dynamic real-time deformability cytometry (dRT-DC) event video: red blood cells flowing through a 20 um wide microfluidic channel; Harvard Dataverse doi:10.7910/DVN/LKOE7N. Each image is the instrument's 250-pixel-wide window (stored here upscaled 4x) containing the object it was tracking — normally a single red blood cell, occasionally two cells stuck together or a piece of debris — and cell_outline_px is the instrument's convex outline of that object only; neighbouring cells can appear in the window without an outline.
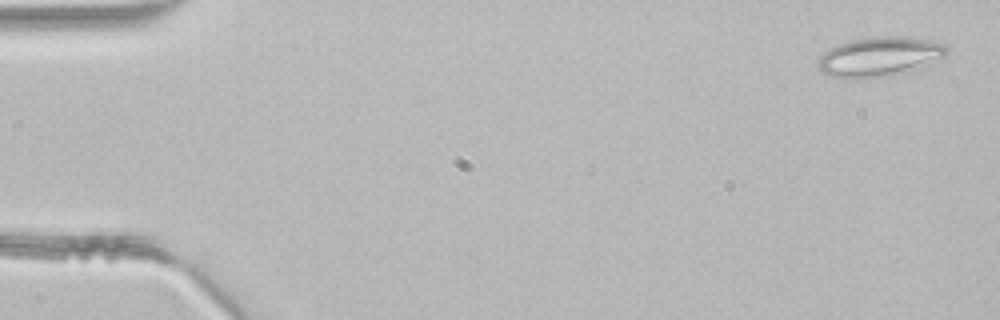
{"species": "common noctule bat (a hibernating species)", "species_latin": "Nyctalus noctula", "temperature_condition": "room temperature", "stored_images_in_passage": 10, "camera_frame_rate_fps": 3000, "um_per_image_px": 0.085, "animal": {"sex": "male", "body_mass_g": 21.5, "forearm_length_mm": 52.0}, "frame": {"image": 1, "passage_image": 2, "time_ms": 0.333, "image_size_px": [1000, 320], "cell_outline_px": [[948, 52], [944, 56], [920, 68], [888, 76], [868, 80], [848, 80], [832, 76], [820, 72], [820, 56], [828, 48], [852, 40], [876, 36], [912, 36], [944, 44], [948, 48]], "centroid_in_image_um": [74.76, 4.84], "position_along_channel_um": 10.2, "area_um2": 30.06}}